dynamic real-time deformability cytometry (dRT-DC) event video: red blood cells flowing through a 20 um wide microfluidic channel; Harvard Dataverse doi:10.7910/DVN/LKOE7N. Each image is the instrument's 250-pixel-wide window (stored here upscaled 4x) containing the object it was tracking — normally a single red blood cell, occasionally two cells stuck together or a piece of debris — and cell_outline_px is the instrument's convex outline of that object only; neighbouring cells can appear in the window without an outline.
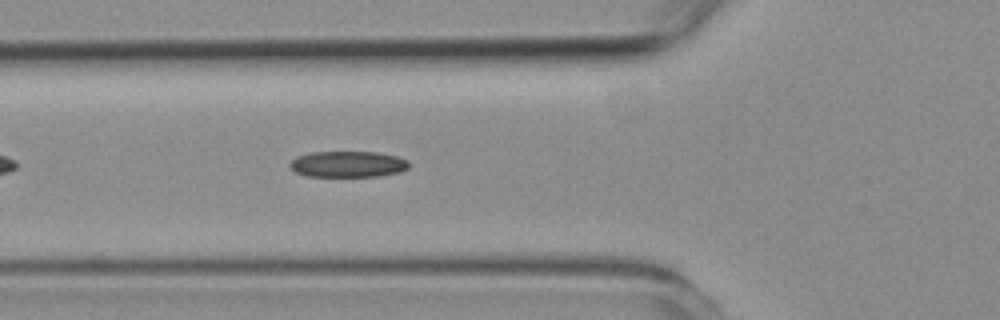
{"species": "common noctule bat (a hibernating species)", "species_latin": "Nyctalus noctula", "temperature_condition": "room temperature", "stored_images_in_passage": 43, "segment_of_instrument_passage": [1, 2], "camera_frame_rate_fps": 3000, "um_per_image_px": 0.085, "animal": {"sex": "female", "body_mass_g": 19.3, "forearm_length_mm": 54.1}, "frame": {"image": 1, "passage_image": 7, "time_ms": 2.0, "image_size_px": [1000, 320], "cell_outline_px": [[408, 168], [400, 172], [376, 176], [308, 176], [296, 172], [288, 164], [296, 156], [312, 152], [376, 152], [396, 156], [408, 160]], "centroid_in_image_um": [29.56, 13.95], "position_along_channel_um": 96.2, "area_um2": 17.98}}
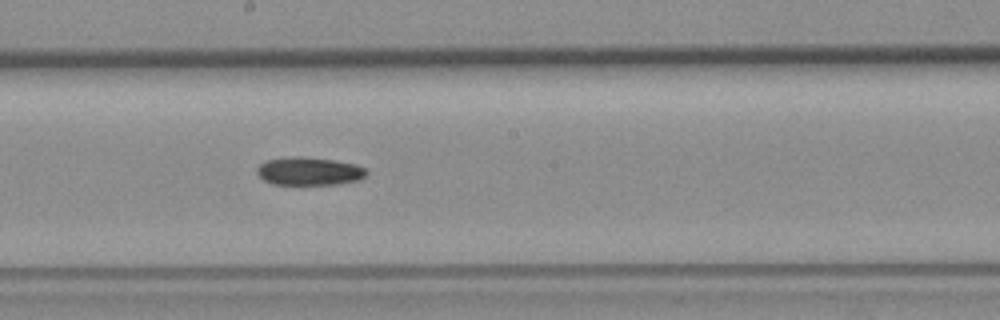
{"frame": {"image": 2, "passage_image": 17, "time_ms": 5.333, "image_size_px": [1000, 320], "cell_outline_px": [[368, 172], [360, 180], [340, 184], [272, 184], [264, 180], [256, 172], [256, 168], [260, 164], [268, 160], [296, 156], [300, 156], [332, 160], [356, 164], [364, 168]], "centroid_in_image_um": [26.29, 14.56], "position_along_channel_um": 221.9, "area_um2": 17.8}}
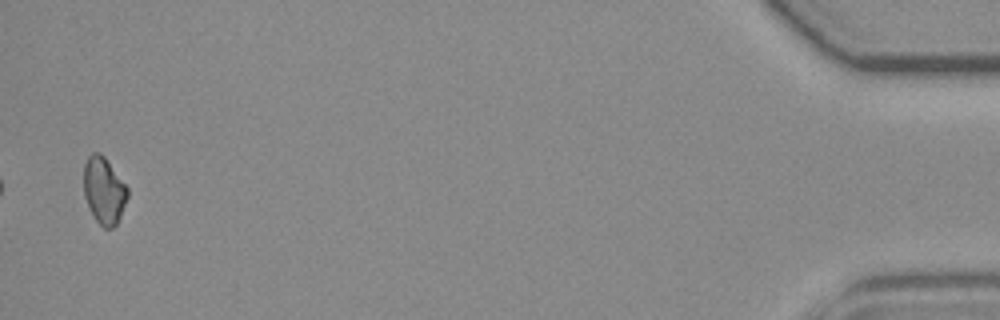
{"frame": {"image": 3, "passage_image": 41, "time_ms": 13.333, "image_size_px": [1000, 320], "cell_outline_px": [[128, 196], [120, 216], [116, 224], [112, 228], [104, 228], [96, 220], [84, 196], [84, 164], [88, 156], [92, 152], [100, 152], [104, 156], [128, 188]], "centroid_in_image_um": [8.83, 16.17], "position_along_channel_um": 426.4, "area_um2": 16.82}}